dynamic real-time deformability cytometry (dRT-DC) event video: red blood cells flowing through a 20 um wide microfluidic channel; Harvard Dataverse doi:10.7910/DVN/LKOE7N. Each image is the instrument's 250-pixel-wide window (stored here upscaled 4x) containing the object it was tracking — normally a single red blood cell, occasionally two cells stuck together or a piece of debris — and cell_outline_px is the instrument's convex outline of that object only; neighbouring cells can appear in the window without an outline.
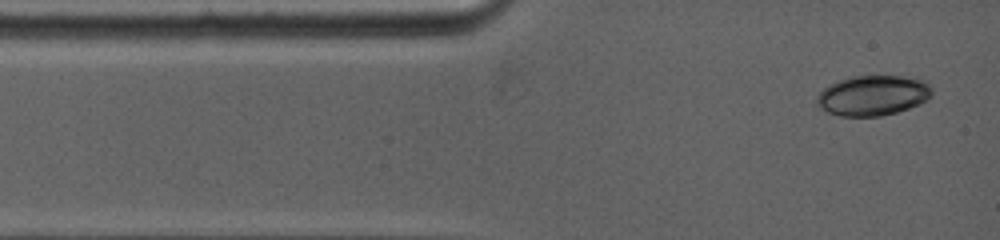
{"species": "common noctule bat (a hibernating species)", "species_latin": "Nyctalus noctula", "temperature_condition": "warm", "stored_images_in_passage": 4, "camera_frame_rate_fps": 5000, "um_per_image_px": 0.085, "animal": {"sex": "female", "body_mass_g": 19.0, "forearm_length_mm": 53.3}, "frame": {"image": 1, "passage_image": 1, "time_ms": 0.0, "image_size_px": [1000, 240], "cell_outline_px": [[932, 96], [920, 104], [896, 112], [880, 116], [840, 116], [828, 112], [820, 108], [816, 104], [816, 96], [824, 88], [848, 76], [900, 76], [928, 80], [932, 88]], "centroid_in_image_um": [74.22, 8.11], "position_along_channel_um": 10.8, "area_um2": 27.11}}
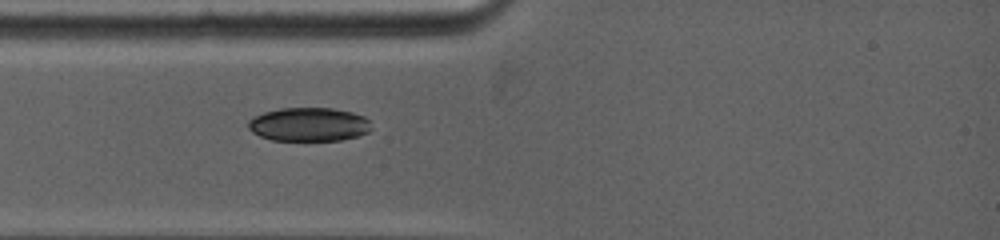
{"frame": {"image": 2, "passage_image": 4, "time_ms": 2.2, "image_size_px": [1000, 240], "cell_outline_px": [[372, 128], [368, 132], [356, 136], [340, 140], [272, 140], [260, 136], [252, 132], [248, 128], [248, 120], [264, 112], [280, 108], [332, 108], [352, 112], [364, 116], [368, 120]], "centroid_in_image_um": [26.25, 10.57], "position_along_channel_um": 58.8, "area_um2": 24.1}}